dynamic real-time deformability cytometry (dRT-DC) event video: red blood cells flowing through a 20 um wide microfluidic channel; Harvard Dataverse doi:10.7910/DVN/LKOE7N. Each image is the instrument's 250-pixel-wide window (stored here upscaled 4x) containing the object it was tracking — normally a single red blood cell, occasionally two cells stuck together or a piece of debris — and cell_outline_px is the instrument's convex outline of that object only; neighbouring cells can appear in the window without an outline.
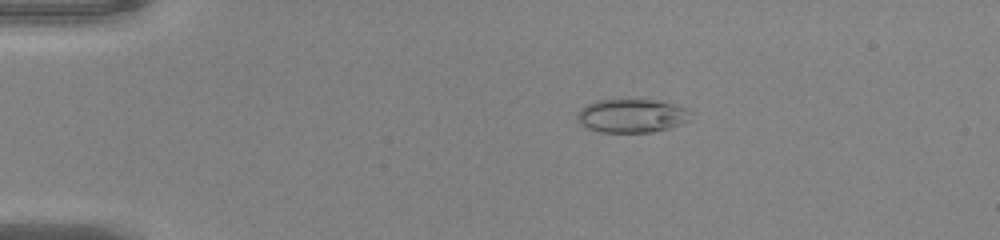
{"species": "common noctule bat (a hibernating species)", "species_latin": "Nyctalus noctula", "temperature_condition": "warm", "stored_images_in_passage": 42, "camera_frame_rate_fps": 3000, "um_per_image_px": 0.085, "animal": {"sex": "male", "body_mass_g": 20.0, "forearm_length_mm": 53.3}, "frame": {"image": 1, "passage_image": 2, "time_ms": 0.333, "image_size_px": [1000, 240], "cell_outline_px": [[692, 120], [668, 128], [652, 132], [600, 132], [588, 128], [576, 120], [576, 112], [580, 108], [596, 100], [656, 100], [676, 104], [684, 108], [688, 112]], "centroid_in_image_um": [53.67, 9.84], "position_along_channel_um": 31.3, "area_um2": 22.2}}
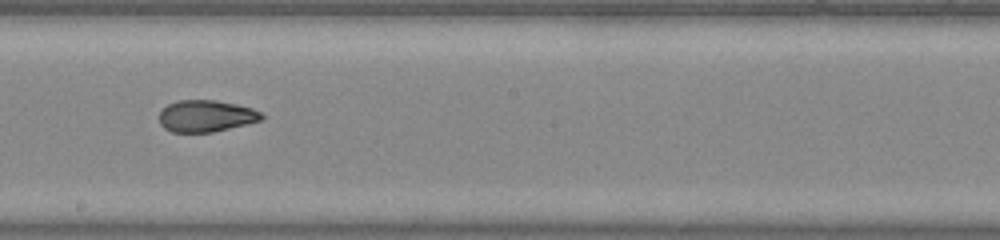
{"frame": {"image": 2, "passage_image": 21, "time_ms": 6.667, "image_size_px": [1000, 240], "cell_outline_px": [[264, 116], [260, 120], [248, 124], [212, 132], [172, 132], [164, 128], [160, 124], [160, 112], [168, 104], [176, 100], [216, 100], [236, 104], [252, 108], [260, 112]], "centroid_in_image_um": [17.51, 9.86], "position_along_channel_um": 230.7, "area_um2": 18.9}}
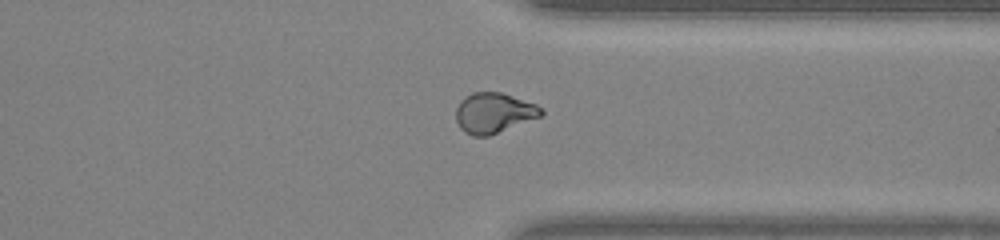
{"frame": {"image": 3, "passage_image": 31, "time_ms": 10.0, "image_size_px": [1000, 240], "cell_outline_px": [[544, 112], [540, 116], [488, 136], [472, 136], [464, 132], [460, 128], [456, 120], [456, 108], [460, 100], [464, 96], [472, 92], [500, 92], [536, 104]], "centroid_in_image_um": [41.92, 9.59], "position_along_channel_um": 369.5, "area_um2": 19.83}, "authors_computed_cell_mechanics": {"area_um2": 20.23, "velocity_mm_per_s": 4.1668, "shape_relaxation_time_tau1_ms": null, "shape_relaxation_time_tau2_ms": 1.3594, "deformation_change_tau1": null, "deformation_change_tau2": 0.0672}}